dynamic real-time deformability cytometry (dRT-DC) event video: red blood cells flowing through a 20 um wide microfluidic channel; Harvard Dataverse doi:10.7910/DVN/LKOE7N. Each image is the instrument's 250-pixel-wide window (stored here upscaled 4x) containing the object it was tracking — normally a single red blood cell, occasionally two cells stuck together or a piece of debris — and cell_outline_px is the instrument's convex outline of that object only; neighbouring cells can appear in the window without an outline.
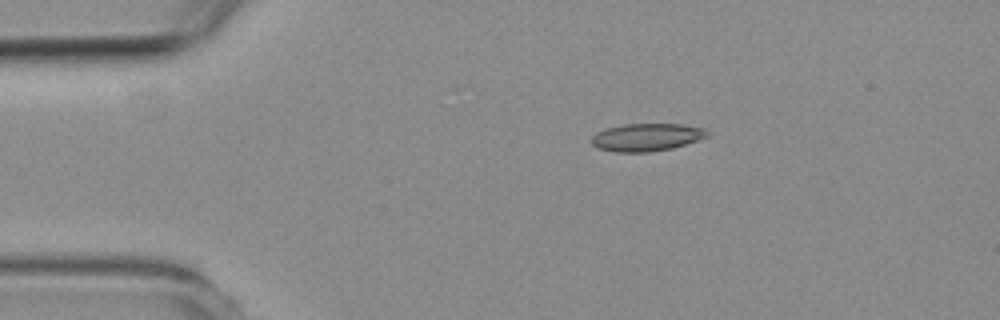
{"species": "common noctule bat (a hibernating species)", "species_latin": "Nyctalus noctula", "temperature_condition": "room temperature", "stored_images_in_passage": 8, "camera_frame_rate_fps": 3000, "um_per_image_px": 0.085, "animal": {"sex": "female", "body_mass_g": 19.3, "forearm_length_mm": 54.1}, "frame": {"image": 1, "passage_image": 3, "time_ms": 2.333, "image_size_px": [1000, 320], "cell_outline_px": [[708, 136], [672, 148], [648, 152], [612, 152], [600, 148], [592, 144], [592, 136], [596, 132], [604, 128], [624, 124], [680, 124], [704, 128], [708, 132]], "centroid_in_image_um": [54.92, 11.66], "position_along_channel_um": 30.1, "area_um2": 18.55}}
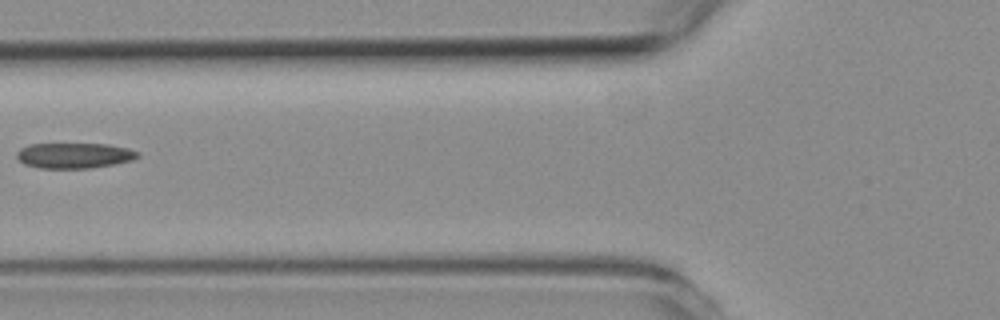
{"frame": {"image": 2, "passage_image": 6, "time_ms": 6.0, "image_size_px": [1000, 320], "cell_outline_px": [[140, 156], [132, 160], [112, 164], [88, 168], [40, 168], [24, 164], [16, 156], [16, 152], [20, 148], [28, 144], [108, 144], [128, 148], [140, 152]], "centroid_in_image_um": [6.3, 13.21], "position_along_channel_um": 119.5, "area_um2": 17.92}}
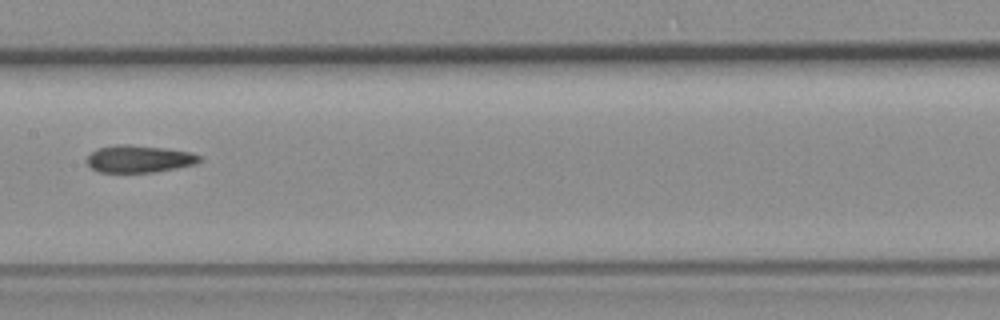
{"frame": {"image": 3, "passage_image": 8, "time_ms": 8.0, "image_size_px": [1000, 320], "cell_outline_px": [[204, 160], [196, 164], [156, 172], [100, 172], [92, 168], [88, 164], [88, 156], [96, 148], [116, 144], [124, 144], [164, 148], [192, 152], [200, 156]], "centroid_in_image_um": [11.86, 13.5], "position_along_channel_um": 195.5, "area_um2": 17.92}}